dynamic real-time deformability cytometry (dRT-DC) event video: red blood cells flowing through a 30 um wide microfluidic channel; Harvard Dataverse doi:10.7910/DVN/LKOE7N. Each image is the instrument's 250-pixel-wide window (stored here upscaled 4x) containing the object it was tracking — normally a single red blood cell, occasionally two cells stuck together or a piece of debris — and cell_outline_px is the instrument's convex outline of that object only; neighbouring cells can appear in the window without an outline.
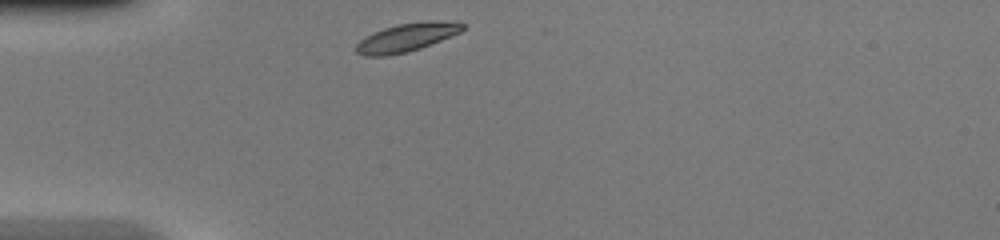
{"species": "common noctule bat (a hibernating species)", "species_latin": "Nyctalus noctula", "temperature_condition": "warm", "stored_images_in_passage": 18, "camera_frame_rate_fps": 3000, "um_per_image_px": 0.085, "animal": {"sex": "female", "body_mass_g": 20.0, "forearm_length_mm": 54.0}, "frame": {"image": 1, "passage_image": 1, "time_ms": 0.0, "image_size_px": [1000, 240], "cell_outline_px": [[464, 28], [460, 32], [420, 48], [408, 52], [388, 56], [364, 56], [356, 52], [356, 44], [364, 36], [384, 28], [396, 24], [424, 20], [456, 20], [464, 24]], "centroid_in_image_um": [34.57, 3.16], "position_along_channel_um": 50.4, "area_um2": 17.86}}
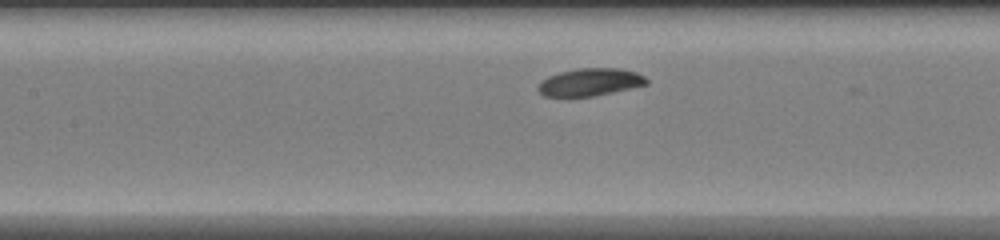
{"frame": {"image": 2, "passage_image": 10, "time_ms": 3.0, "image_size_px": [1000, 240], "cell_outline_px": [[648, 84], [632, 88], [596, 96], [544, 96], [536, 88], [540, 80], [548, 76], [560, 72], [576, 68], [620, 68], [636, 72], [644, 76], [648, 80]], "centroid_in_image_um": [50.15, 6.97], "position_along_channel_um": 157.2, "area_um2": 17.57}}
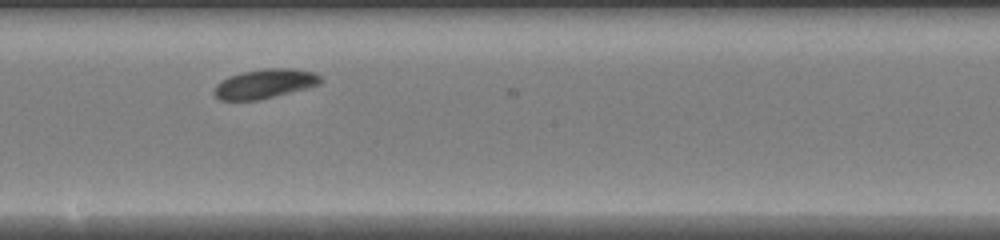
{"frame": {"image": 3, "passage_image": 15, "time_ms": 4.667, "image_size_px": [1000, 240], "cell_outline_px": [[324, 80], [320, 84], [276, 96], [260, 100], [220, 100], [212, 92], [216, 84], [228, 76], [244, 72], [264, 68], [292, 68], [316, 72]], "centroid_in_image_um": [22.52, 7.11], "position_along_channel_um": 225.7, "area_um2": 18.32}}